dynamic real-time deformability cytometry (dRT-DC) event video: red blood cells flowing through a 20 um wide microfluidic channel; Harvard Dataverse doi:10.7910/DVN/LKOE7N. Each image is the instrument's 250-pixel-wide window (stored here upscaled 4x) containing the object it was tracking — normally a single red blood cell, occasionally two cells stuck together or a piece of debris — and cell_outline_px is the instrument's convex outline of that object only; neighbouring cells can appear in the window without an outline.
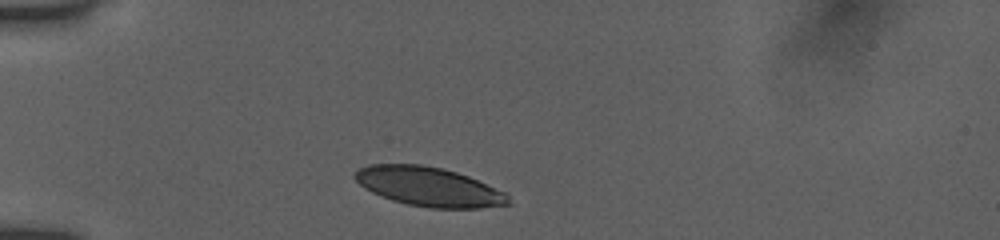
{"species": "human", "species_latin": "Homo sapiens", "temperature_condition": "room temperature", "stored_images_in_passage": 3, "camera_frame_rate_fps": 3000, "um_per_image_px": 0.085, "donor": {"sex": "female"}, "frame": {"image": 1, "passage_image": 1, "time_ms": 0.0, "image_size_px": [1000, 240], "cell_outline_px": [[512, 204], [480, 208], [428, 208], [408, 204], [392, 200], [372, 192], [364, 188], [352, 176], [360, 168], [368, 164], [424, 164], [456, 172], [468, 176], [508, 192]], "centroid_in_image_um": [36.5, 15.87], "position_along_channel_um": 48.5, "area_um2": 35.26}}
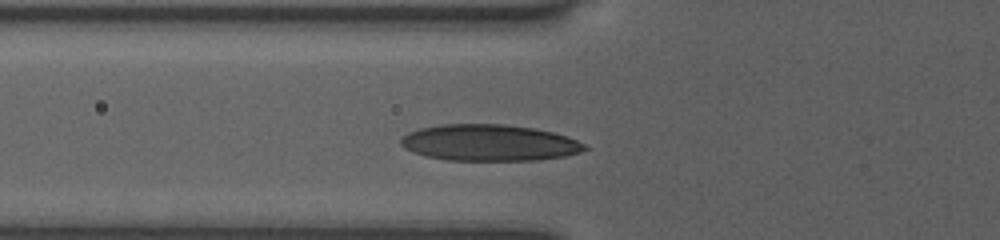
{"frame": {"image": 2, "passage_image": 3, "time_ms": 0.667, "image_size_px": [1000, 240], "cell_outline_px": [[588, 148], [580, 152], [564, 156], [536, 160], [448, 160], [428, 156], [412, 152], [404, 148], [400, 144], [400, 140], [408, 132], [420, 128], [440, 124], [504, 124], [532, 128], [552, 132], [576, 140], [584, 144]], "centroid_in_image_um": [41.55, 12.13], "position_along_channel_um": 84.3, "area_um2": 38.73}}